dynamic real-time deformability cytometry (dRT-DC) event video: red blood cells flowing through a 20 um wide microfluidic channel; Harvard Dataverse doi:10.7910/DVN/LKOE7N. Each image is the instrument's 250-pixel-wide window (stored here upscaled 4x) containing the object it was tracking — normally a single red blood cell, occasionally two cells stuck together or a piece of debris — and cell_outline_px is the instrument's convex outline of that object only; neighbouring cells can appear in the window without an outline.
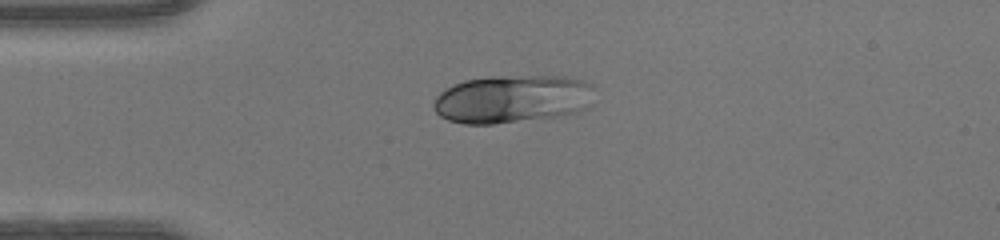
{"species": "human", "species_latin": "Homo sapiens", "temperature_condition": "warm", "stored_images_in_passage": 38, "camera_frame_rate_fps": 3000, "um_per_image_px": 0.085, "donor": {"sex": "female"}, "frame": {"image": 1, "passage_image": 1, "time_ms": 0.0, "image_size_px": [1000, 240], "cell_outline_px": [[592, 88], [588, 104], [584, 108], [576, 112], [556, 116], [492, 124], [464, 124], [448, 120], [440, 116], [436, 112], [432, 104], [436, 96], [440, 92], [464, 80], [492, 76], [564, 76], [580, 80], [592, 84]], "centroid_in_image_um": [43.48, 8.41], "position_along_channel_um": 41.5, "area_um2": 44.62}}
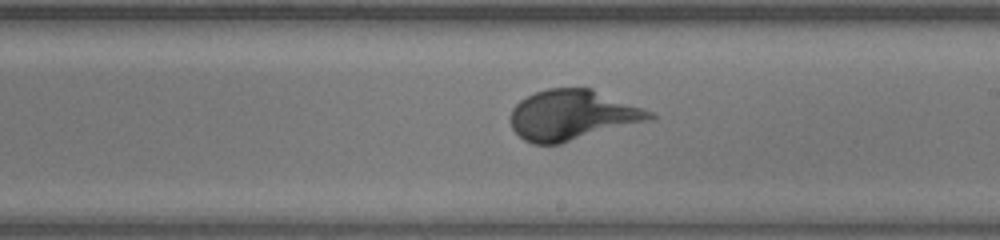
{"frame": {"image": 2, "passage_image": 17, "time_ms": 5.333, "image_size_px": [1000, 240], "cell_outline_px": [[656, 116], [652, 120], [560, 144], [532, 144], [524, 140], [512, 128], [512, 108], [520, 100], [536, 92], [548, 88], [592, 88], [652, 112]], "centroid_in_image_um": [48.67, 9.79], "position_along_channel_um": 240.3, "area_um2": 40.58}}
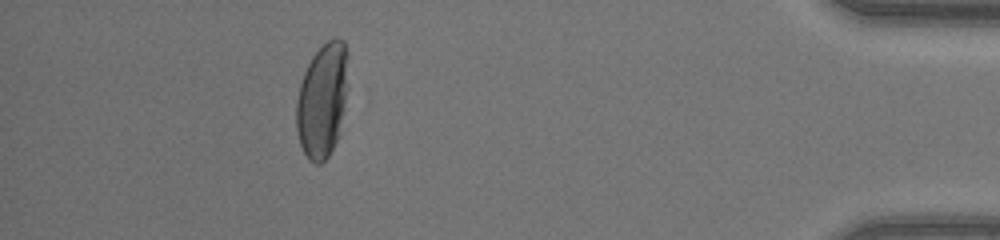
{"frame": {"image": 3, "passage_image": 33, "time_ms": 10.667, "image_size_px": [1000, 240], "cell_outline_px": [[348, 88], [344, 108], [336, 140], [328, 156], [320, 164], [316, 164], [308, 160], [300, 144], [296, 128], [296, 100], [300, 84], [304, 72], [312, 56], [328, 40], [336, 36], [344, 40], [348, 52]], "centroid_in_image_um": [27.41, 8.48], "position_along_channel_um": 407.8, "area_um2": 34.74}}